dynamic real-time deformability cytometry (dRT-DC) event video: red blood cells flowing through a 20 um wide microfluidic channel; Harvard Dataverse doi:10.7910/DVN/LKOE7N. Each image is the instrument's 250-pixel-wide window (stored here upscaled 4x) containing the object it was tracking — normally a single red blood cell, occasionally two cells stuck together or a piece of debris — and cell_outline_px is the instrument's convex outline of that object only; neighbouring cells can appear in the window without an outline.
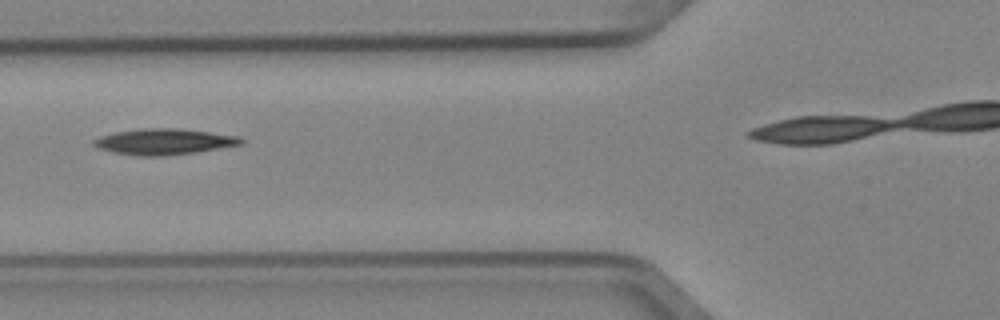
{"species": "Egyptian fruit bat (a non-hibernating species)", "species_latin": "Rousettus aegyptiacus", "temperature_condition": "cold", "stored_images_in_passage": 3, "segment_of_instrument_passage": [1, 2], "camera_frame_rate_fps": 3000, "um_per_image_px": 0.085, "animal": {"sex": "female"}, "frame": {"image": 1, "passage_image": 2, "time_ms": 0.333, "image_size_px": [1000, 320], "cell_outline_px": [[244, 144], [196, 152], [164, 156], [140, 156], [112, 152], [100, 148], [92, 144], [92, 140], [100, 136], [116, 132], [144, 128], [180, 128], [240, 136], [244, 140]], "centroid_in_image_um": [13.97, 12.04], "position_along_channel_um": 111.8, "area_um2": 22.31}}